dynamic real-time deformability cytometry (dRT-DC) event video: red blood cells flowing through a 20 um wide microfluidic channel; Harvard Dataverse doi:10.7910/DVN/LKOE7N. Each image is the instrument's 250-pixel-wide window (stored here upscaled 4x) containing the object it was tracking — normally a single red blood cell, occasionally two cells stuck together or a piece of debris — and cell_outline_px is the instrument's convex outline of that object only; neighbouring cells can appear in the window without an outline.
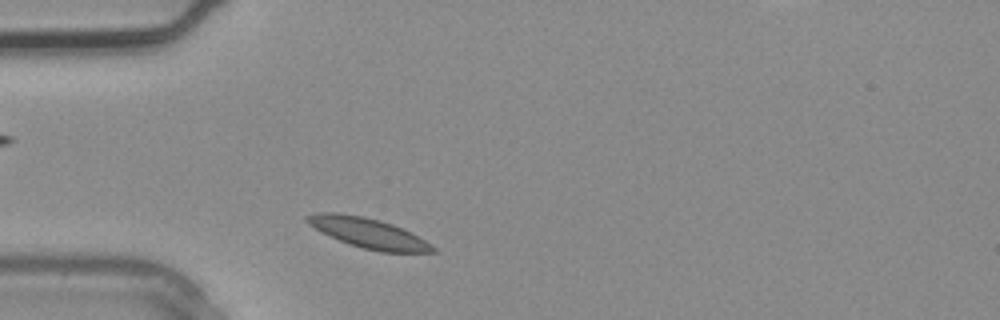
{"species": "common noctule bat (a hibernating species)", "species_latin": "Nyctalus noctula", "temperature_condition": "warm", "stored_images_in_passage": 3, "camera_frame_rate_fps": 3000, "um_per_image_px": 0.085, "animal": {"sex": "male", "body_mass_g": 20.4}, "frame": {"image": 1, "passage_image": 3, "time_ms": 0.667, "image_size_px": [1000, 320], "cell_outline_px": [[436, 252], [380, 252], [364, 248], [340, 240], [320, 232], [308, 224], [304, 220], [304, 216], [316, 212], [336, 212], [364, 216], [380, 220], [392, 224], [412, 232], [432, 244], [436, 248]], "centroid_in_image_um": [31.29, 19.79], "position_along_channel_um": 53.7, "area_um2": 22.08}}